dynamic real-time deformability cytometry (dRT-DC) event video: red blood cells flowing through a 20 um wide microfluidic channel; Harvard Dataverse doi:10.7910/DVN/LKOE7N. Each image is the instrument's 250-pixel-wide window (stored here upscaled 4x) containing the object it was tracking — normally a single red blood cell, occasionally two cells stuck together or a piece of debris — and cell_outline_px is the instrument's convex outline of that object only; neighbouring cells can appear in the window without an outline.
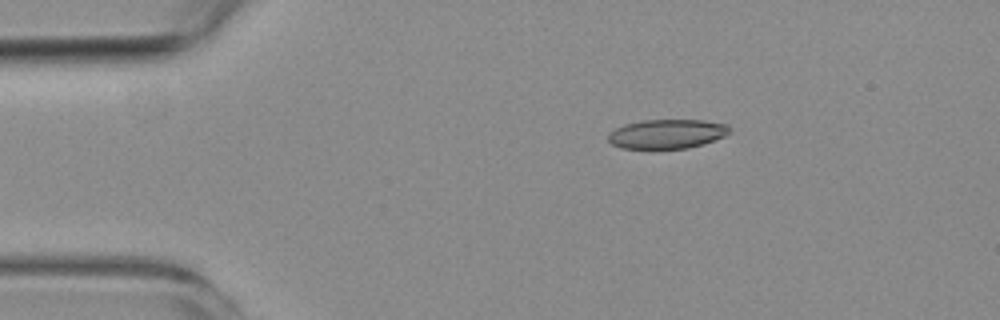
{"species": "common noctule bat (a hibernating species)", "species_latin": "Nyctalus noctula", "temperature_condition": "room temperature", "stored_images_in_passage": 5, "camera_frame_rate_fps": 3000, "um_per_image_px": 0.085, "animal": {"sex": "female", "body_mass_g": 19.3, "forearm_length_mm": 54.1}, "frame": {"image": 1, "passage_image": 2, "time_ms": 1.333, "image_size_px": [1000, 320], "cell_outline_px": [[732, 132], [724, 136], [704, 144], [688, 148], [652, 152], [620, 148], [612, 144], [608, 140], [608, 136], [616, 128], [628, 124], [644, 120], [704, 120], [728, 124]], "centroid_in_image_um": [56.7, 11.44], "position_along_channel_um": 28.3, "area_um2": 21.56}}